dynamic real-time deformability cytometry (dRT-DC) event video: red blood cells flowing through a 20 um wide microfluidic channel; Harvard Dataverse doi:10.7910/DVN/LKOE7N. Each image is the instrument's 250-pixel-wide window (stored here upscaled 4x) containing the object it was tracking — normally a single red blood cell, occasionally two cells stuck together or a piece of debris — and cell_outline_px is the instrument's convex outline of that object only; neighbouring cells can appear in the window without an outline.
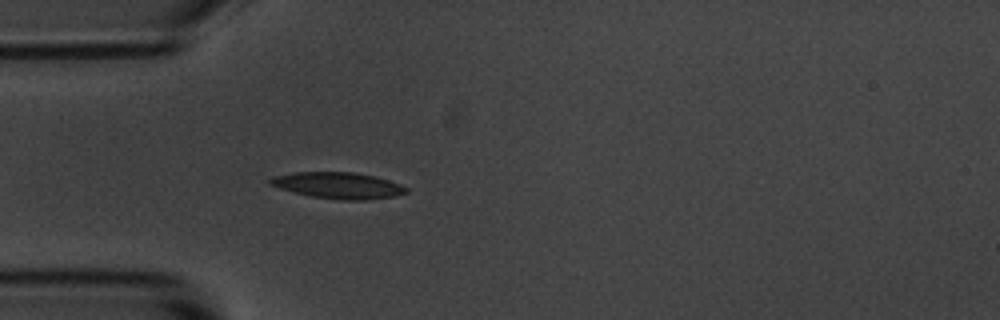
{"species": "common noctule bat (a hibernating species)", "species_latin": "Nyctalus noctula", "temperature_condition": "room temperature", "stored_images_in_passage": 5, "camera_frame_rate_fps": 3000, "um_per_image_px": 0.085, "animal": {"sex": "male", "body_mass_g": 20.1, "forearm_length_mm": 53.5}, "frame": {"image": 1, "passage_image": 5, "time_ms": 4.667, "image_size_px": [1000, 320], "cell_outline_px": [[408, 192], [396, 196], [368, 200], [340, 200], [312, 196], [280, 188], [268, 184], [268, 180], [272, 176], [296, 172], [356, 172], [376, 176], [400, 184], [408, 188]], "centroid_in_image_um": [28.78, 15.76], "position_along_channel_um": 56.2, "area_um2": 20.92}}